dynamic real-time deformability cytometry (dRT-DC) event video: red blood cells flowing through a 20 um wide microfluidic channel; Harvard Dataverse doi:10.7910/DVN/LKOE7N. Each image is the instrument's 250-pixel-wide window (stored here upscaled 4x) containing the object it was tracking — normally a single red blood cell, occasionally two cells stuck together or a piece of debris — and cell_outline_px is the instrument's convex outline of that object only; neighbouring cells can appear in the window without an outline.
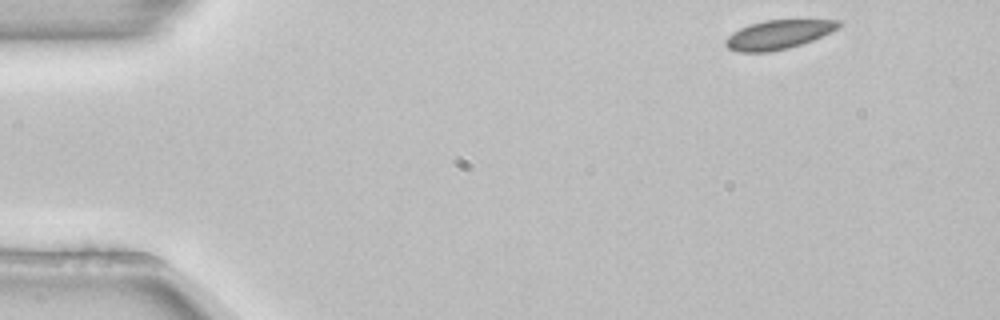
{"species": "common noctule bat (a hibernating species)", "species_latin": "Nyctalus noctula", "temperature_condition": "room temperature", "stored_images_in_passage": 49, "camera_frame_rate_fps": 3000, "um_per_image_px": 0.085, "animal": {"sex": "female", "body_mass_g": 22.7, "forearm_length_mm": 54.2}, "frame": {"image": 1, "passage_image": 1, "time_ms": 0.0, "image_size_px": [1000, 320], "cell_outline_px": [[840, 24], [832, 32], [812, 40], [788, 48], [768, 52], [740, 52], [728, 48], [724, 44], [724, 40], [732, 32], [740, 28], [764, 20], [840, 20]], "centroid_in_image_um": [66.12, 2.94], "position_along_channel_um": 18.9, "area_um2": 18.9}}
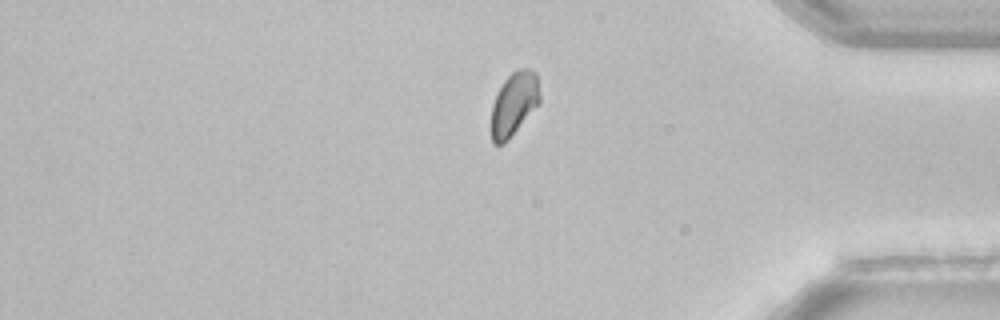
{"frame": {"image": 2, "passage_image": 40, "time_ms": 13.0, "image_size_px": [1000, 320], "cell_outline_px": [[540, 104], [508, 140], [504, 144], [492, 144], [492, 104], [504, 80], [516, 68], [528, 68], [536, 72], [540, 92]], "centroid_in_image_um": [43.72, 8.82], "position_along_channel_um": 391.5, "area_um2": 18.09}}
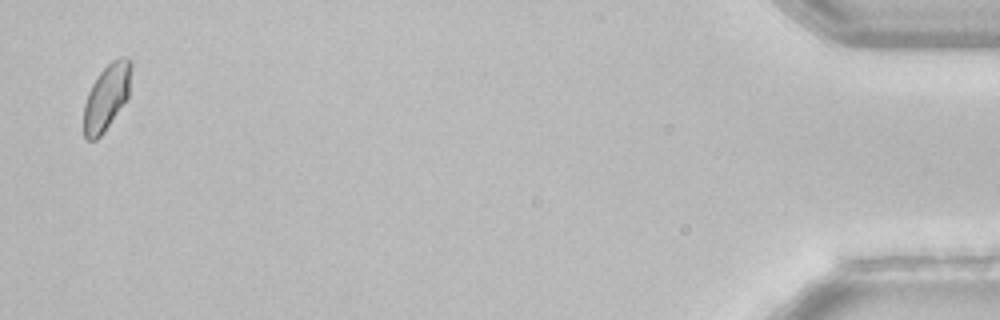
{"frame": {"image": 3, "passage_image": 48, "time_ms": 15.667, "image_size_px": [1000, 320], "cell_outline_px": [[132, 64], [128, 96], [104, 132], [96, 140], [84, 140], [84, 104], [88, 92], [92, 84], [100, 72], [112, 60], [120, 56], [124, 56], [132, 60]], "centroid_in_image_um": [9.06, 8.23], "position_along_channel_um": 426.1, "area_um2": 18.15}, "authors_computed_cell_mechanics": {"area_um2": 19.3052, "velocity_mm_per_s": 3.8258, "shape_relaxation_time_tau1_ms": 2.5391, "shape_relaxation_time_tau2_ms": null, "deformation_change_tau1": 0.043, "deformation_change_tau2": null}}